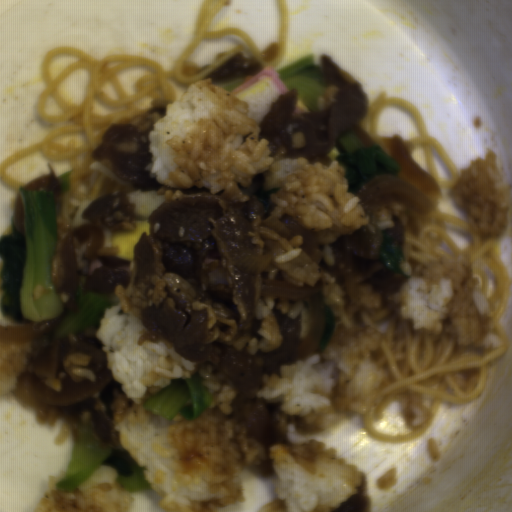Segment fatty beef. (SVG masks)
Wrapping results in <instances>:
<instances>
[{
    "mask_svg": "<svg viewBox=\"0 0 512 512\" xmlns=\"http://www.w3.org/2000/svg\"><path fill=\"white\" fill-rule=\"evenodd\" d=\"M236 184L247 200L227 197L222 188L217 193L204 186L176 188L185 196L159 203L149 214L148 233L136 240L132 258L98 256L83 291L111 296L118 285L124 289L129 283L151 289L152 275L160 274L165 298L161 305L141 310L139 346L163 343L191 364L215 365L220 380L233 389V415L227 416L244 423L249 436L263 446V461L248 469L266 479L276 475L271 446L291 448L289 425L303 433L324 429L256 395L263 375L283 378L281 366L297 361L294 348L301 342V312L291 318L277 308L272 312L282 335L279 346L249 355L251 338L262 339L258 329L265 318L255 315L261 279L303 287L304 281L275 265L257 275L235 266L232 256L238 250H258L249 232L270 220L276 207L270 194L281 189H264L262 173L253 175L248 186Z\"/></svg>",
    "mask_w": 512,
    "mask_h": 512,
    "instance_id": "8fa450e3",
    "label": "fatty beef"
},
{
    "mask_svg": "<svg viewBox=\"0 0 512 512\" xmlns=\"http://www.w3.org/2000/svg\"><path fill=\"white\" fill-rule=\"evenodd\" d=\"M318 77L325 110L293 116L299 94L295 87L277 95L258 123V141L269 142V157L305 158L309 165L325 168L333 161L327 153L340 151L339 136L352 128L364 149L375 145L363 128L370 102L362 84L326 53L320 55Z\"/></svg>",
    "mask_w": 512,
    "mask_h": 512,
    "instance_id": "1bbc456c",
    "label": "fatty beef"
},
{
    "mask_svg": "<svg viewBox=\"0 0 512 512\" xmlns=\"http://www.w3.org/2000/svg\"><path fill=\"white\" fill-rule=\"evenodd\" d=\"M126 191L116 189L86 207L81 218L101 231L133 232L136 230L133 210Z\"/></svg>",
    "mask_w": 512,
    "mask_h": 512,
    "instance_id": "2513f850",
    "label": "fatty beef"
},
{
    "mask_svg": "<svg viewBox=\"0 0 512 512\" xmlns=\"http://www.w3.org/2000/svg\"><path fill=\"white\" fill-rule=\"evenodd\" d=\"M382 233H388L403 248L405 236L402 224L393 215L392 228L371 233L365 226L354 233L336 238L330 245L336 254L330 272L344 289L348 300L347 315L354 318L362 307L360 285L370 284L381 296L401 289L408 277L390 271L381 261Z\"/></svg>",
    "mask_w": 512,
    "mask_h": 512,
    "instance_id": "5ad873be",
    "label": "fatty beef"
},
{
    "mask_svg": "<svg viewBox=\"0 0 512 512\" xmlns=\"http://www.w3.org/2000/svg\"><path fill=\"white\" fill-rule=\"evenodd\" d=\"M329 512H372V501L367 491L364 473L360 486L356 487V495H350L336 509Z\"/></svg>",
    "mask_w": 512,
    "mask_h": 512,
    "instance_id": "6575b59f",
    "label": "fatty beef"
},
{
    "mask_svg": "<svg viewBox=\"0 0 512 512\" xmlns=\"http://www.w3.org/2000/svg\"><path fill=\"white\" fill-rule=\"evenodd\" d=\"M261 66L259 58L253 55L246 57L240 50L204 78H212L213 84L232 81L242 76L258 73Z\"/></svg>",
    "mask_w": 512,
    "mask_h": 512,
    "instance_id": "7934fd38",
    "label": "fatty beef"
},
{
    "mask_svg": "<svg viewBox=\"0 0 512 512\" xmlns=\"http://www.w3.org/2000/svg\"><path fill=\"white\" fill-rule=\"evenodd\" d=\"M49 171L48 174H42L25 185L23 187L28 189H47L53 190L56 196L58 197L61 192V182L53 168L48 162Z\"/></svg>",
    "mask_w": 512,
    "mask_h": 512,
    "instance_id": "f438e4f6",
    "label": "fatty beef"
},
{
    "mask_svg": "<svg viewBox=\"0 0 512 512\" xmlns=\"http://www.w3.org/2000/svg\"><path fill=\"white\" fill-rule=\"evenodd\" d=\"M164 115L166 108L156 106L129 123H109L90 156L132 188L157 190L163 185L145 169L152 161L149 131Z\"/></svg>",
    "mask_w": 512,
    "mask_h": 512,
    "instance_id": "51303b74",
    "label": "fatty beef"
},
{
    "mask_svg": "<svg viewBox=\"0 0 512 512\" xmlns=\"http://www.w3.org/2000/svg\"><path fill=\"white\" fill-rule=\"evenodd\" d=\"M12 222L25 235L27 226H26L24 212H23L20 188H19L18 193L15 196V200H14V204H13Z\"/></svg>",
    "mask_w": 512,
    "mask_h": 512,
    "instance_id": "90047fb2",
    "label": "fatty beef"
}]
</instances>
